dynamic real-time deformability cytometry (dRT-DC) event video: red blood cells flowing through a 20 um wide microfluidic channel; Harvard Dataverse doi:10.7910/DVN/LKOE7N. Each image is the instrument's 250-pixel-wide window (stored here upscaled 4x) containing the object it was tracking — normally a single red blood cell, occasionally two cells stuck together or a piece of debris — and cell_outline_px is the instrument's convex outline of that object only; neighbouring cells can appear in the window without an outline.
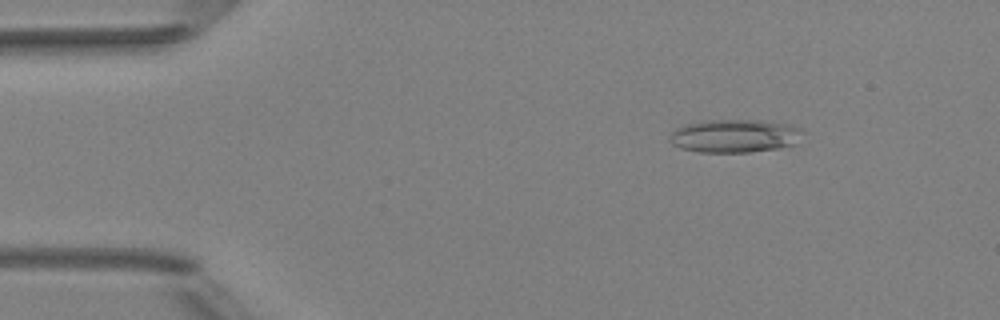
{"species": "Egyptian fruit bat (a non-hibernating species)", "species_latin": "Rousettus aegyptiacus", "temperature_condition": "room temperature", "stored_images_in_passage": 4, "camera_frame_rate_fps": 3000, "um_per_image_px": 0.085, "animal": {"sex": "female"}, "frame": {"image": 1, "passage_image": 2, "time_ms": 1.0, "image_size_px": [1000, 320], "cell_outline_px": [[804, 128], [796, 144], [780, 148], [748, 152], [700, 152], [680, 148], [672, 144], [668, 140], [668, 136], [676, 128], [684, 124], [700, 120], [768, 120], [788, 124]], "centroid_in_image_um": [62.44, 11.54], "position_along_channel_um": 22.6, "area_um2": 26.18}}